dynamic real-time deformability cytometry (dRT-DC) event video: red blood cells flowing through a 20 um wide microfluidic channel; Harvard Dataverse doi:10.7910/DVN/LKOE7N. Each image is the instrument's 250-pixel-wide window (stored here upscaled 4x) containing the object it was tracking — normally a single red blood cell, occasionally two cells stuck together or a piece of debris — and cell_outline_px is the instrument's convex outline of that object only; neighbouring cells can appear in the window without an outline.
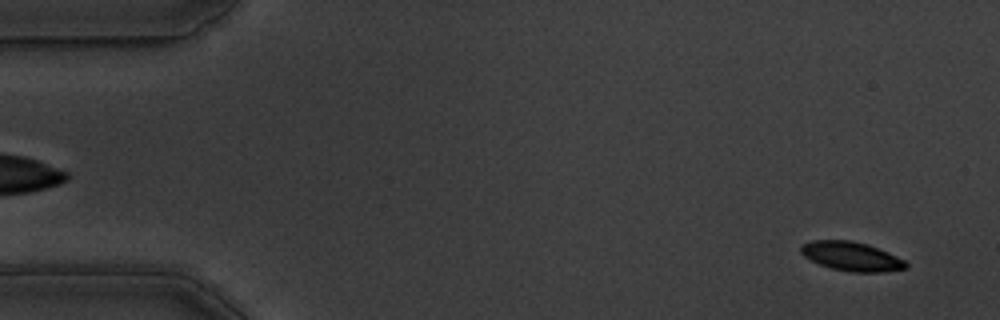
{"species": "common noctule bat (a hibernating species)", "species_latin": "Nyctalus noctula", "temperature_condition": "warm", "stored_images_in_passage": 55, "camera_frame_rate_fps": 3000, "um_per_image_px": 0.085, "animal": {"sex": "male", "body_mass_g": 19.5, "forearm_length_mm": 54.6}, "frame": {"image": 1, "passage_image": 3, "time_ms": 0.667, "image_size_px": [1000, 320], "cell_outline_px": [[908, 268], [884, 272], [852, 272], [832, 268], [820, 264], [804, 256], [800, 252], [800, 248], [804, 244], [812, 240], [848, 240], [868, 244], [888, 252], [904, 260], [908, 264]], "centroid_in_image_um": [72.4, 21.79], "position_along_channel_um": 12.6, "area_um2": 17.69}}
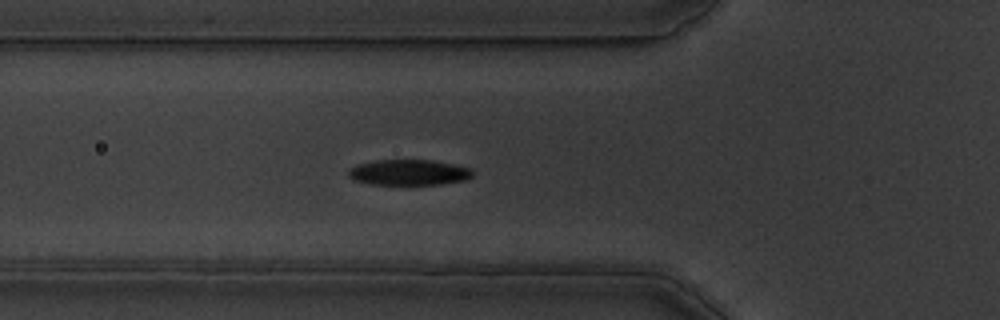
{"frame": {"image": 2, "passage_image": 19, "time_ms": 6.0, "image_size_px": [1000, 320], "cell_outline_px": [[472, 176], [468, 180], [440, 184], [368, 184], [356, 180], [348, 176], [348, 168], [356, 164], [376, 160], [432, 160], [456, 164], [472, 168]], "centroid_in_image_um": [34.77, 14.64], "position_along_channel_um": 91.0, "area_um2": 18.73}}
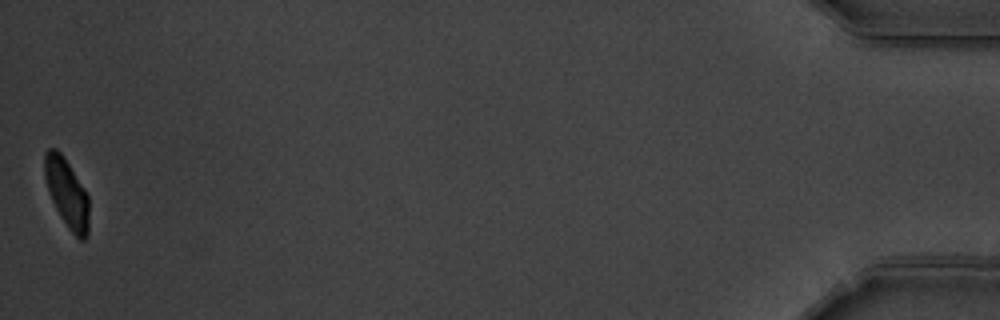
{"frame": {"image": 3, "passage_image": 55, "time_ms": 18.0, "image_size_px": [1000, 320], "cell_outline_px": [[88, 236], [84, 240], [80, 240], [68, 228], [60, 216], [52, 200], [44, 176], [44, 152], [48, 148], [56, 148], [64, 156], [84, 188], [88, 196]], "centroid_in_image_um": [5.68, 16.39], "position_along_channel_um": 429.5, "area_um2": 17.74}, "authors_computed_cell_mechanics": {"area_um2": 18.8428, "velocity_mm_per_s": 3.6272, "shape_relaxation_time_tau1_ms": 2.6768, "shape_relaxation_time_tau2_ms": 3.2581, "deformation_change_tau1": 0.1483, "deformation_change_tau2": 0.0449}}